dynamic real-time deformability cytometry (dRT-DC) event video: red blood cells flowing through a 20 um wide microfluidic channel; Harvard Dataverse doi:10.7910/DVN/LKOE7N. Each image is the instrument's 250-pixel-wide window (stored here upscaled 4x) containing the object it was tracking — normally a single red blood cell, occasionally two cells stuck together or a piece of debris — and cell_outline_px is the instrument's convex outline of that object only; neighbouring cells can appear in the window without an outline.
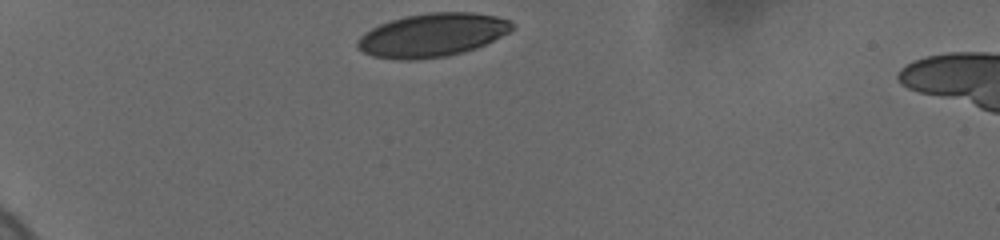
{"species": "human", "species_latin": "Homo sapiens", "temperature_condition": "cold", "stored_images_in_passage": 40, "camera_frame_rate_fps": 3000, "um_per_image_px": 0.085, "donor": {"sex": "female"}, "frame": {"image": 1, "passage_image": 1, "time_ms": 0.0, "image_size_px": [1000, 240], "cell_outline_px": [[516, 28], [476, 48], [464, 52], [448, 56], [412, 60], [396, 60], [372, 56], [356, 48], [356, 40], [364, 32], [380, 24], [404, 16], [428, 12], [472, 12], [496, 16], [508, 20]], "centroid_in_image_um": [36.7, 2.99], "position_along_channel_um": 48.3, "area_um2": 39.25}}
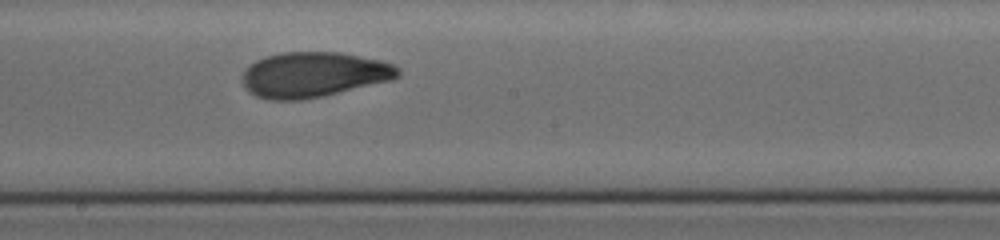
{"frame": {"image": 2, "passage_image": 20, "time_ms": 6.0, "image_size_px": [1000, 240], "cell_outline_px": [[400, 76], [392, 80], [324, 96], [304, 100], [268, 100], [256, 96], [248, 92], [244, 88], [240, 76], [244, 68], [256, 60], [280, 52], [340, 52], [380, 60], [392, 64], [400, 68]], "centroid_in_image_um": [26.62, 6.35], "position_along_channel_um": 221.6, "area_um2": 41.56}}
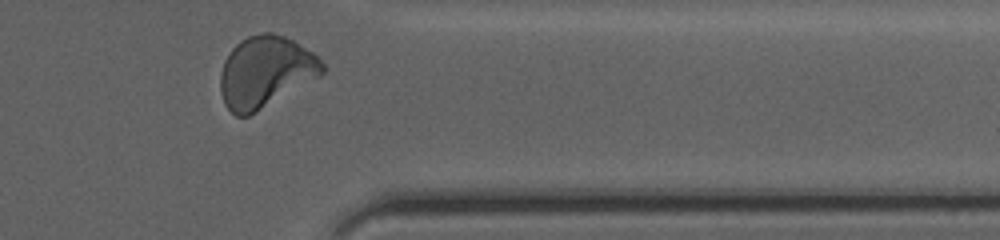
{"frame": {"image": 3, "passage_image": 38, "time_ms": 10.667, "image_size_px": [1000, 240], "cell_outline_px": [[324, 72], [320, 76], [256, 112], [248, 116], [236, 116], [224, 104], [220, 92], [220, 72], [224, 60], [232, 48], [240, 40], [248, 36], [264, 32], [272, 32], [284, 36], [292, 40], [312, 52], [324, 64]], "centroid_in_image_um": [22.53, 6.11], "position_along_channel_um": 388.9, "area_um2": 42.25}, "authors_computed_cell_mechanics": {"area_um2": 40.2288, "velocity_mm_per_s": 3.6503, "shape_relaxation_time_tau1_ms": 5.0032, "shape_relaxation_time_tau2_ms": 1.4433, "deformation_change_tau1": 0.1566, "deformation_change_tau2": 0.0611}}